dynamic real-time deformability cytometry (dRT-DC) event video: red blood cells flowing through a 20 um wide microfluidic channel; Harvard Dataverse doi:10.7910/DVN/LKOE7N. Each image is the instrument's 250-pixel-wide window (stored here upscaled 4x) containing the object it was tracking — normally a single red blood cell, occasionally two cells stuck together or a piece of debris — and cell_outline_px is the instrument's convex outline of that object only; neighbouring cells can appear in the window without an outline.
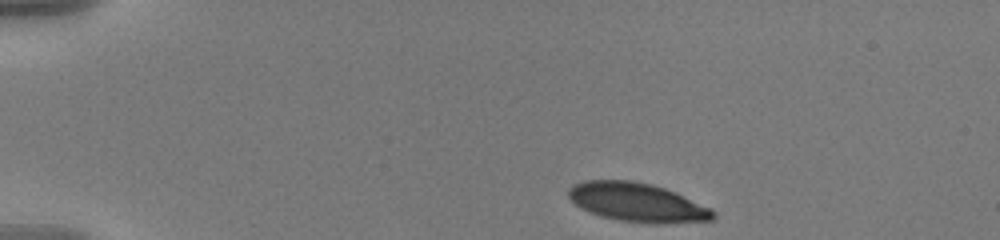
{"species": "human", "species_latin": "Homo sapiens", "temperature_condition": "warm", "stored_images_in_passage": 47, "camera_frame_rate_fps": 3000, "um_per_image_px": 0.085, "donor": {"sex": "male"}, "frame": {"image": 1, "passage_image": 1, "time_ms": 0.0, "image_size_px": [1000, 240], "cell_outline_px": [[716, 216], [712, 220], [656, 224], [652, 224], [620, 220], [600, 216], [588, 212], [580, 208], [568, 196], [568, 188], [572, 184], [584, 180], [632, 180], [652, 184], [676, 192], [712, 208], [716, 212]], "centroid_in_image_um": [54.17, 17.2], "position_along_channel_um": 30.8, "area_um2": 33.06}}
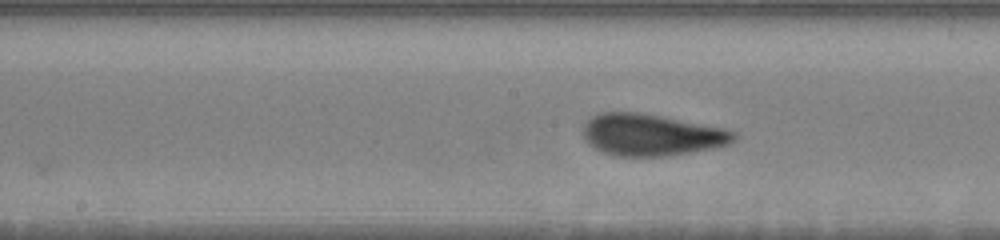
{"frame": {"image": 2, "passage_image": 21, "time_ms": 6.667, "image_size_px": [1000, 240], "cell_outline_px": [[740, 136], [736, 140], [728, 144], [712, 148], [664, 156], [616, 156], [604, 152], [588, 144], [584, 140], [584, 124], [592, 116], [600, 112], [640, 112], [724, 128], [736, 132]], "centroid_in_image_um": [55.37, 11.45], "position_along_channel_um": 192.8, "area_um2": 36.59}}
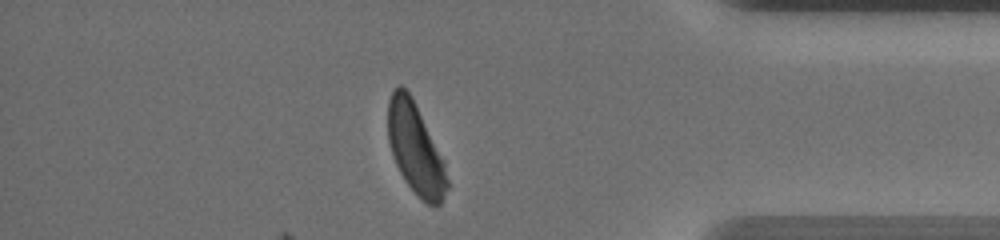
{"frame": {"image": 3, "passage_image": 40, "time_ms": 13.0, "image_size_px": [1000, 240], "cell_outline_px": [[448, 188], [440, 204], [428, 204], [420, 200], [408, 184], [400, 172], [396, 164], [388, 140], [388, 100], [392, 92], [400, 84], [412, 96], [444, 160], [448, 180]], "centroid_in_image_um": [35.32, 12.64], "position_along_channel_um": 399.9, "area_um2": 31.1}, "authors_computed_cell_mechanics": {"area_um2": 34.6222, "velocity_mm_per_s": 3.6019, "shape_relaxation_time_tau1_ms": 3.2617, "shape_relaxation_time_tau2_ms": null, "deformation_change_tau1": 0.1648, "deformation_change_tau2": null}}